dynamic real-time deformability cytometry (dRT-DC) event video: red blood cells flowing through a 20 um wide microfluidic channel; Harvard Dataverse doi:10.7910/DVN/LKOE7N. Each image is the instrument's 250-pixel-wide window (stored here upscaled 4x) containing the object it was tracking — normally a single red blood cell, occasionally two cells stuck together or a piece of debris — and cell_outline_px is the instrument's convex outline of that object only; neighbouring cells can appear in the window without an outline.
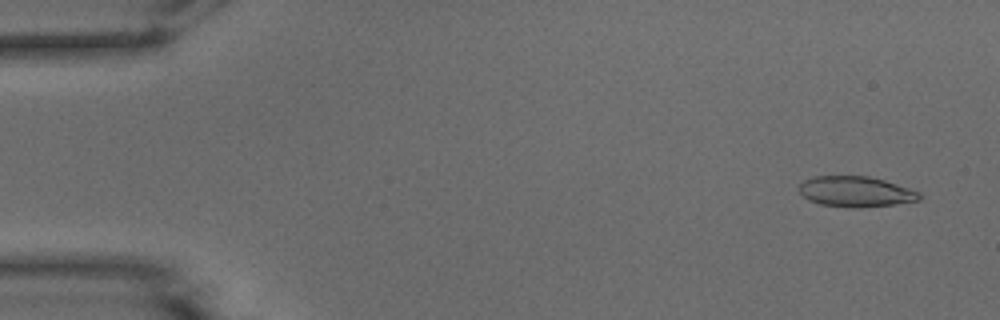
{"species": "common noctule bat (a hibernating species)", "species_latin": "Nyctalus noctula", "temperature_condition": "warm", "stored_images_in_passage": 52, "camera_frame_rate_fps": 3000, "um_per_image_px": 0.085, "animal": {"sex": "male", "body_mass_g": 15.6}, "frame": {"image": 1, "passage_image": 3, "time_ms": 0.667, "image_size_px": [1000, 320], "cell_outline_px": [[924, 196], [920, 200], [892, 204], [856, 208], [820, 204], [808, 200], [800, 192], [800, 184], [804, 180], [812, 176], [868, 176], [884, 180], [920, 192]], "centroid_in_image_um": [72.74, 16.28], "position_along_channel_um": 12.3, "area_um2": 21.27}}
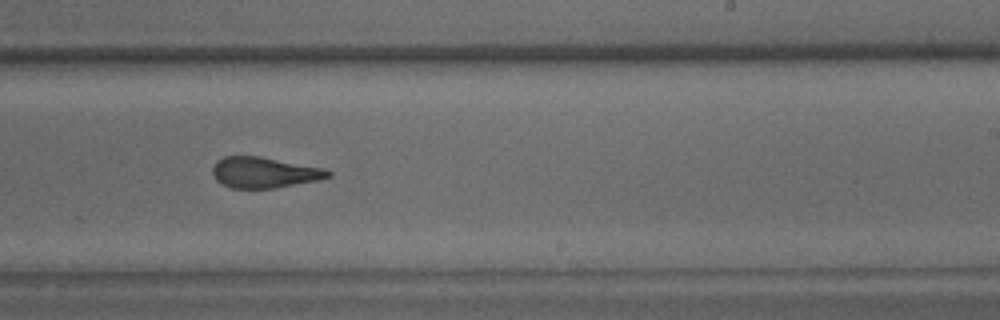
{"frame": {"image": 2, "passage_image": 32, "time_ms": 10.333, "image_size_px": [1000, 320], "cell_outline_px": [[332, 176], [316, 180], [276, 188], [232, 188], [216, 180], [212, 172], [212, 168], [216, 160], [224, 156], [260, 156], [324, 168], [332, 172]], "centroid_in_image_um": [22.45, 14.65], "position_along_channel_um": 266.6, "area_um2": 20.69}}
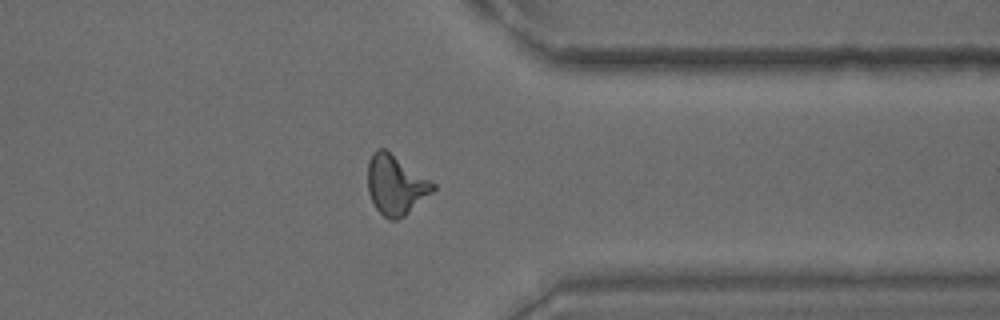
{"frame": {"image": 3, "passage_image": 41, "time_ms": 13.333, "image_size_px": [1000, 320], "cell_outline_px": [[436, 188], [432, 192], [404, 216], [396, 220], [388, 220], [376, 208], [368, 192], [368, 160], [372, 152], [376, 148], [384, 148], [432, 180], [436, 184]], "centroid_in_image_um": [33.63, 15.69], "position_along_channel_um": 377.8, "area_um2": 22.66}, "authors_computed_cell_mechanics": {"area_um2": 21.7328, "velocity_mm_per_s": 3.8927, "shape_relaxation_time_tau1_ms": 5.951, "shape_relaxation_time_tau2_ms": 1.0958, "deformation_change_tau1": 0.2236, "deformation_change_tau2": 0.1083}}